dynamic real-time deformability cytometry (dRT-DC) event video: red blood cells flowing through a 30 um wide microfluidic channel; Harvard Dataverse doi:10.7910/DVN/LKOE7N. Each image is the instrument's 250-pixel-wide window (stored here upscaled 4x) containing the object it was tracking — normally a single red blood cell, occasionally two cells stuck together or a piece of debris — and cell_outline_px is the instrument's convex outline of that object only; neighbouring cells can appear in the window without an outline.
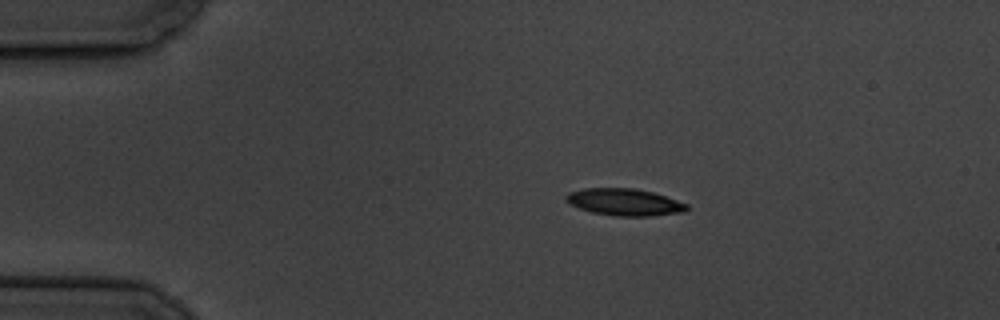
{"species": "common noctule bat (a hibernating species)", "species_latin": "Nyctalus noctula", "temperature_condition": "cold", "stored_images_in_passage": 6, "camera_frame_rate_fps": 3000, "um_per_image_px": 0.085, "animal": {"sex": "male", "body_mass_g": 19.5, "forearm_length_mm": 54.6}, "frame": {"image": 1, "passage_image": 1, "time_ms": 0.0, "image_size_px": [1000, 320], "cell_outline_px": [[688, 208], [684, 212], [652, 216], [616, 216], [592, 212], [580, 208], [564, 200], [564, 196], [568, 192], [584, 188], [636, 188], [652, 192], [688, 204]], "centroid_in_image_um": [53.07, 17.17], "position_along_channel_um": 31.9, "area_um2": 18.96}}
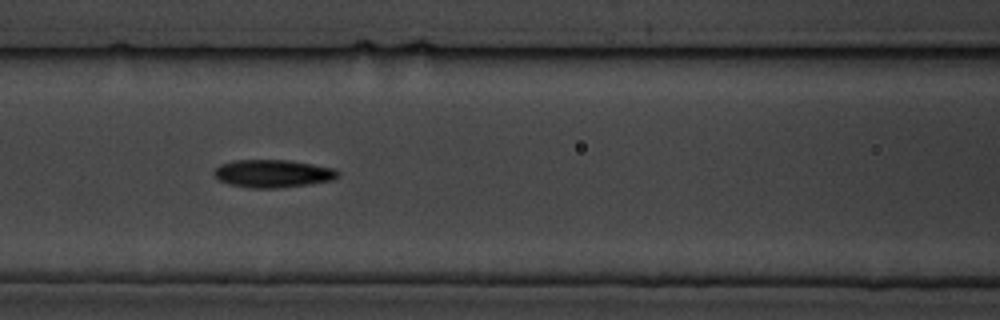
{"frame": {"image": 2, "passage_image": 5, "time_ms": 4.667, "image_size_px": [1000, 320], "cell_outline_px": [[340, 176], [332, 180], [308, 184], [276, 188], [252, 188], [228, 184], [216, 180], [212, 172], [220, 164], [232, 160], [288, 160], [336, 168], [340, 172]], "centroid_in_image_um": [23.17, 14.75], "position_along_channel_um": 143.4, "area_um2": 20.29}}
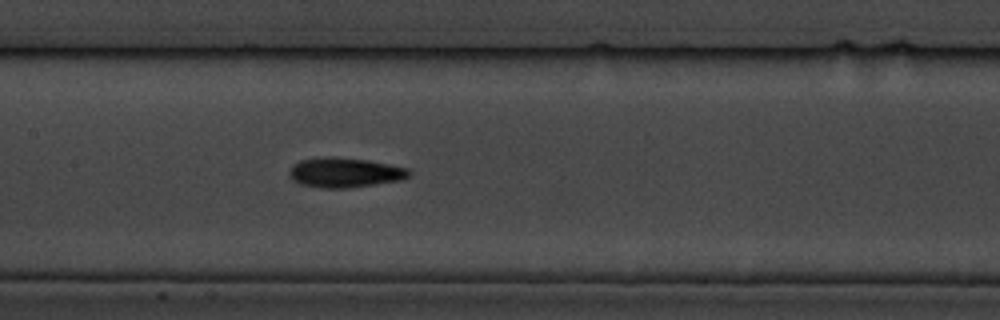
{"frame": {"image": 3, "passage_image": 6, "time_ms": 5.667, "image_size_px": [1000, 320], "cell_outline_px": [[412, 172], [408, 176], [400, 180], [348, 188], [320, 188], [300, 184], [288, 176], [288, 172], [292, 164], [300, 160], [324, 156], [332, 156], [368, 160], [408, 168]], "centroid_in_image_um": [29.26, 14.66], "position_along_channel_um": 178.1, "area_um2": 20.92}}